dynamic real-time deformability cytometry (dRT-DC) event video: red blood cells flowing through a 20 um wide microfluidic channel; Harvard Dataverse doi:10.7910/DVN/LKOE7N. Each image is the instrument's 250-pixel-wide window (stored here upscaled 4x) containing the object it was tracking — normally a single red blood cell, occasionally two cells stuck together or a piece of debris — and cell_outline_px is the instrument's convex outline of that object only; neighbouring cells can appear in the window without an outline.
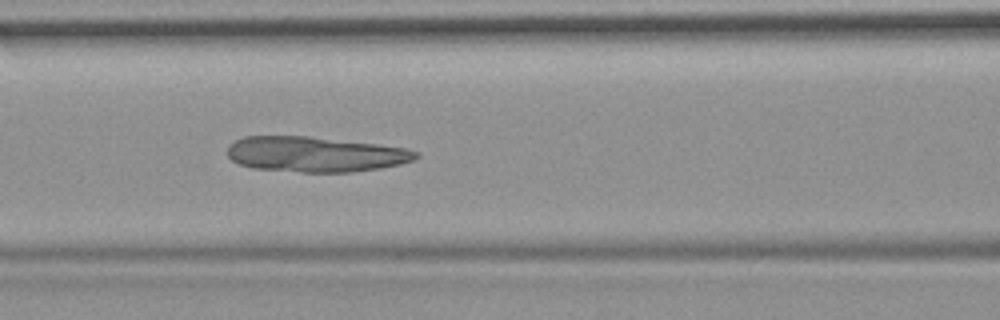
{"species": "common noctule bat (a hibernating species)", "species_latin": "Nyctalus noctula", "temperature_condition": "room temperature", "stored_images_in_passage": 53, "camera_frame_rate_fps": 3000, "um_per_image_px": 0.085, "animal": {"sex": "female", "body_mass_g": 19.9}, "frame": {"image": 1, "passage_image": 22, "time_ms": 7.0, "image_size_px": [1000, 320], "cell_outline_px": [[420, 156], [412, 160], [400, 164], [380, 168], [352, 172], [300, 172], [252, 168], [240, 164], [232, 160], [228, 156], [228, 144], [244, 136], [308, 136], [376, 144], [408, 148], [420, 152]], "centroid_in_image_um": [26.8, 13.11], "position_along_channel_um": 139.8, "area_um2": 38.84}}
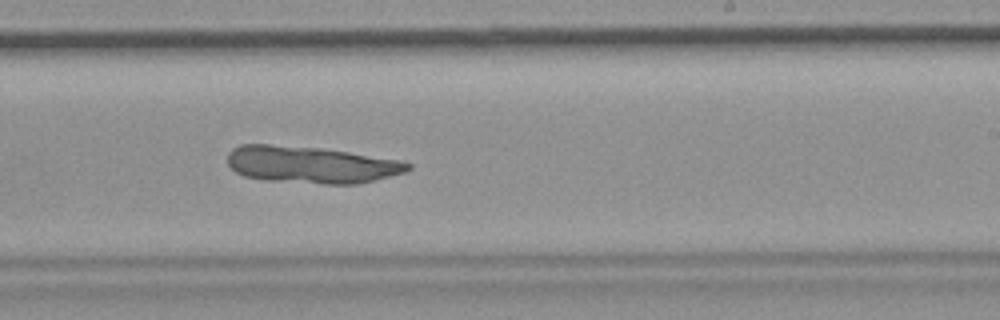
{"frame": {"image": 2, "passage_image": 32, "time_ms": 10.333, "image_size_px": [1000, 320], "cell_outline_px": [[412, 168], [404, 172], [356, 184], [324, 184], [264, 180], [244, 176], [236, 172], [228, 164], [228, 152], [232, 148], [240, 144], [268, 144], [320, 148], [348, 152], [400, 160], [412, 164]], "centroid_in_image_um": [26.39, 13.99], "position_along_channel_um": 262.6, "area_um2": 38.73}}
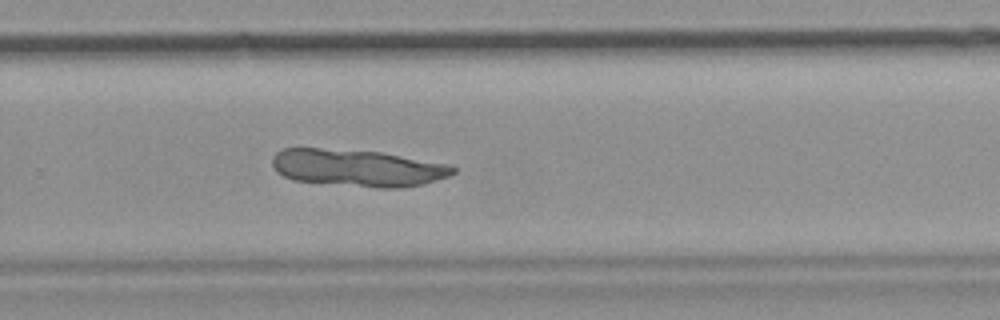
{"frame": {"image": 3, "passage_image": 35, "time_ms": 11.333, "image_size_px": [1000, 320], "cell_outline_px": [[456, 172], [448, 176], [424, 184], [404, 188], [376, 188], [292, 180], [276, 172], [272, 164], [272, 156], [280, 148], [320, 148], [380, 152], [448, 164], [456, 168]], "centroid_in_image_um": [30.37, 14.28], "position_along_channel_um": 299.4, "area_um2": 39.25}}